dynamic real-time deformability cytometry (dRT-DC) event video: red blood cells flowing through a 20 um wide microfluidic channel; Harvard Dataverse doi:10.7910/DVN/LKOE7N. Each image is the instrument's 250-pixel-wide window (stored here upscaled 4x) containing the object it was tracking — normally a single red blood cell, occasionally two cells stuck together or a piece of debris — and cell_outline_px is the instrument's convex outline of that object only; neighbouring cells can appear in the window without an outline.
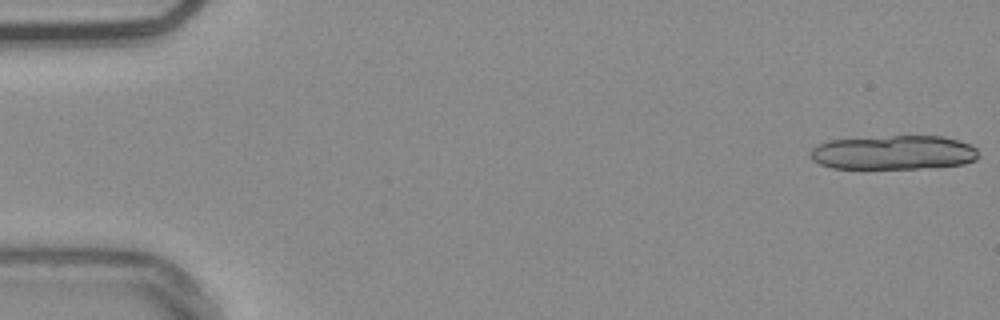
{"species": "common noctule bat (a hibernating species)", "species_latin": "Nyctalus noctula", "temperature_condition": "warm", "stored_images_in_passage": 8, "camera_frame_rate_fps": 3000, "um_per_image_px": 0.085, "animal": {"sex": "male", "body_mass_g": 20.4}, "frame": {"image": 1, "passage_image": 1, "time_ms": 0.0, "image_size_px": [1000, 320], "cell_outline_px": [[976, 160], [964, 164], [916, 168], [832, 168], [820, 164], [812, 160], [808, 152], [816, 144], [828, 140], [892, 136], [944, 136], [968, 144], [976, 148]], "centroid_in_image_um": [75.89, 12.96], "position_along_channel_um": 9.1, "area_um2": 33.35}}